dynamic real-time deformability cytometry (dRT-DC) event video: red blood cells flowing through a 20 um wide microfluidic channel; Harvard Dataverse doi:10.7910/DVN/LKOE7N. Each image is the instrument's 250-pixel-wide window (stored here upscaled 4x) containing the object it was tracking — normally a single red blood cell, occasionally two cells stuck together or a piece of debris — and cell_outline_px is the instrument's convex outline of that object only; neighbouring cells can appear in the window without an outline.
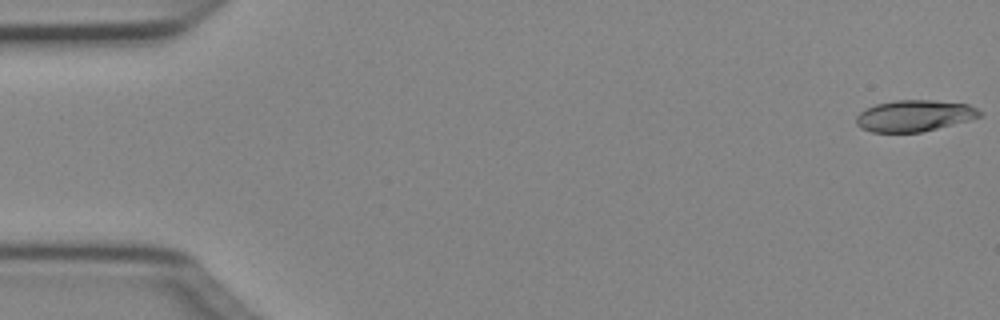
{"species": "Egyptian fruit bat (a non-hibernating species)", "species_latin": "Rousettus aegyptiacus", "temperature_condition": "cold", "stored_images_in_passage": 50, "camera_frame_rate_fps": 3000, "um_per_image_px": 0.085, "animal": {"sex": "female"}, "frame": {"image": 1, "passage_image": 1, "time_ms": 0.0, "image_size_px": [1000, 320], "cell_outline_px": [[980, 116], [968, 120], [920, 132], [872, 132], [860, 128], [856, 124], [856, 116], [860, 112], [876, 104], [896, 100], [932, 100], [968, 104], [976, 108], [980, 112]], "centroid_in_image_um": [77.67, 9.83], "position_along_channel_um": 7.3, "area_um2": 22.25}}
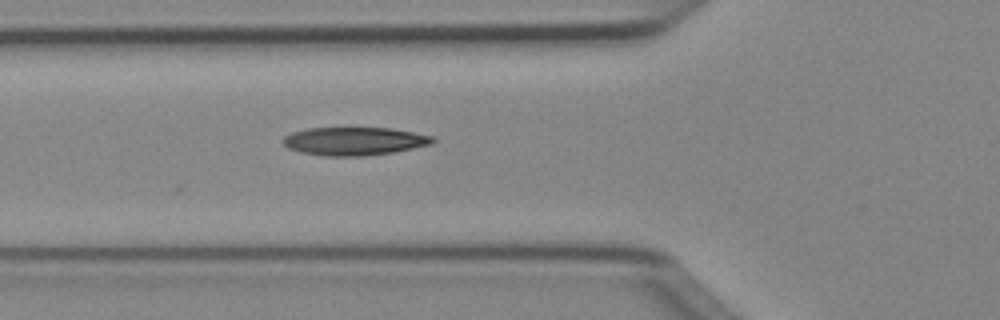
{"frame": {"image": 2, "passage_image": 18, "time_ms": 5.667, "image_size_px": [1000, 320], "cell_outline_px": [[436, 140], [432, 144], [392, 152], [364, 156], [324, 156], [300, 152], [288, 148], [280, 140], [284, 136], [292, 132], [308, 128], [348, 124], [392, 128], [432, 136]], "centroid_in_image_um": [30.06, 11.94], "position_along_channel_um": 95.7, "area_um2": 25.78}}
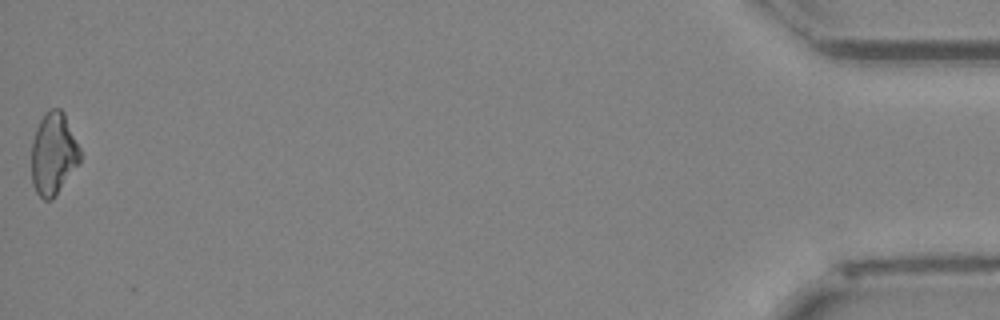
{"frame": {"image": 3, "passage_image": 50, "time_ms": 16.333, "image_size_px": [1000, 320], "cell_outline_px": [[80, 164], [52, 200], [44, 200], [36, 192], [32, 184], [32, 140], [36, 128], [44, 112], [52, 108], [60, 108], [64, 112], [80, 148]], "centroid_in_image_um": [4.55, 13.07], "position_along_channel_um": 430.7, "area_um2": 23.52}, "authors_computed_cell_mechanics": {"area_um2": 23.6691, "velocity_mm_per_s": 4.0593, "shape_relaxation_time_tau1_ms": 9.9, "shape_relaxation_time_tau2_ms": 7.6684, "deformation_change_tau1": 0.1959, "deformation_change_tau2": 0.1748}}